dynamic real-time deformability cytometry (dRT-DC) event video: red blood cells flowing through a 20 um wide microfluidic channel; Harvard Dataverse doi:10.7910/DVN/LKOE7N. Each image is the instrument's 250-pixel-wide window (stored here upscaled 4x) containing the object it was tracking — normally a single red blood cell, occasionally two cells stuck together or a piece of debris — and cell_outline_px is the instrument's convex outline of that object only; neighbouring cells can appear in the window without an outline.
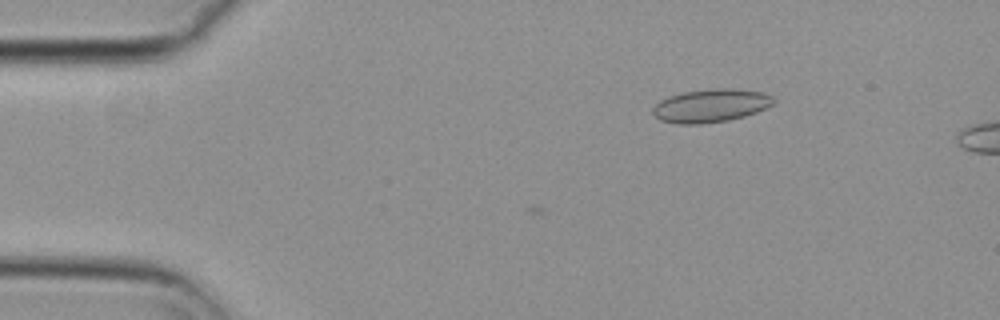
{"species": "common noctule bat (a hibernating species)", "species_latin": "Nyctalus noctula", "temperature_condition": "cold", "stored_images_in_passage": 6, "camera_frame_rate_fps": 3000, "um_per_image_px": 0.085, "animal": {"sex": "female", "body_mass_g": 29.2, "forearm_length_mm": 56.3}, "frame": {"image": 1, "passage_image": 3, "time_ms": 0.667, "image_size_px": [1000, 320], "cell_outline_px": [[776, 100], [772, 104], [756, 112], [744, 116], [728, 120], [700, 124], [676, 124], [660, 120], [652, 112], [652, 108], [660, 100], [684, 92], [716, 88], [732, 88], [764, 92], [772, 96]], "centroid_in_image_um": [60.42, 8.98], "position_along_channel_um": 24.6, "area_um2": 23.24}}